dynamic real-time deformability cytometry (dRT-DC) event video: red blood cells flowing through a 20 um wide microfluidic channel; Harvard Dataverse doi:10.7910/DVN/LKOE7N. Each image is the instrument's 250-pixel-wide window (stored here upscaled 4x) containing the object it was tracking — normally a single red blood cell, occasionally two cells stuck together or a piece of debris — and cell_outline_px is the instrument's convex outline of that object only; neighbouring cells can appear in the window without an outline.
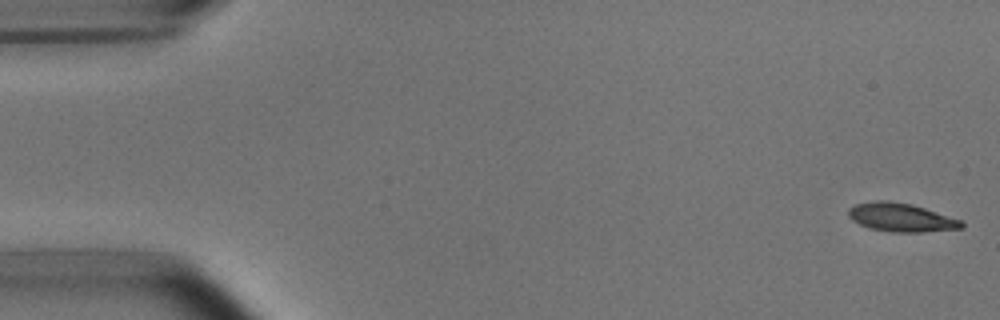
{"species": "common noctule bat (a hibernating species)", "species_latin": "Nyctalus noctula", "temperature_condition": "room temperature", "stored_images_in_passage": 52, "camera_frame_rate_fps": 3000, "um_per_image_px": 0.085, "animal": {"sex": "male", "body_mass_g": 15.6}, "frame": {"image": 1, "passage_image": 1, "time_ms": 0.0, "image_size_px": [1000, 320], "cell_outline_px": [[964, 228], [920, 232], [892, 232], [868, 228], [852, 220], [848, 216], [848, 208], [856, 204], [876, 200], [888, 200], [912, 204], [960, 220], [964, 224]], "centroid_in_image_um": [76.55, 18.48], "position_along_channel_um": 8.4, "area_um2": 18.73}}
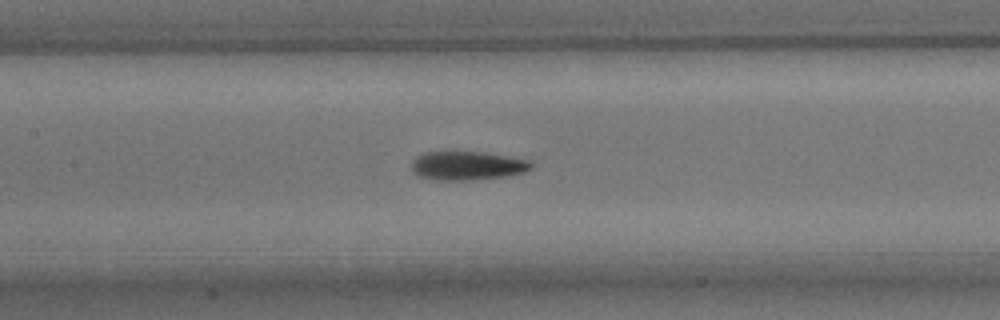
{"frame": {"image": 2, "passage_image": 24, "time_ms": 7.667, "image_size_px": [1000, 320], "cell_outline_px": [[532, 168], [524, 172], [504, 176], [468, 180], [436, 180], [416, 176], [412, 172], [412, 160], [416, 156], [428, 152], [484, 152], [508, 156], [528, 160], [532, 164]], "centroid_in_image_um": [39.68, 14.08], "position_along_channel_um": 167.7, "area_um2": 20.0}}
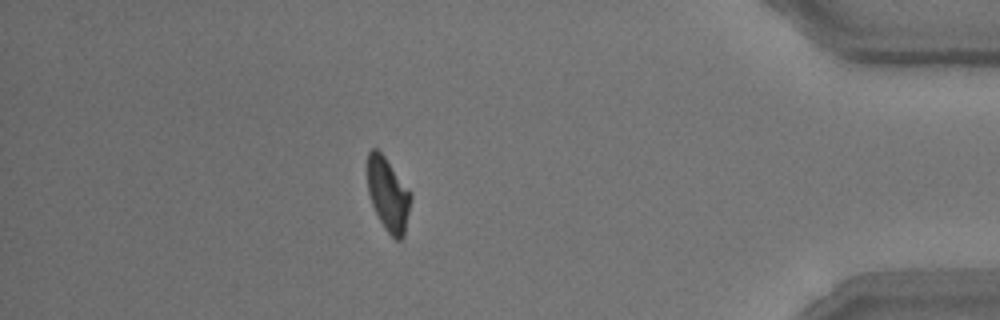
{"frame": {"image": 3, "passage_image": 46, "time_ms": 15.0, "image_size_px": [1000, 320], "cell_outline_px": [[412, 196], [404, 236], [400, 240], [396, 240], [384, 228], [372, 204], [368, 192], [368, 152], [372, 148], [376, 148], [384, 156], [412, 192]], "centroid_in_image_um": [33.01, 16.53], "position_along_channel_um": 402.2, "area_um2": 18.44}, "authors_computed_cell_mechanics": {"area_um2": 19.3052, "velocity_mm_per_s": 3.7928, "shape_relaxation_time_tau1_ms": 3.5049, "shape_relaxation_time_tau2_ms": 4.9145, "deformation_change_tau1": 0.1549, "deformation_change_tau2": 0.0732}}